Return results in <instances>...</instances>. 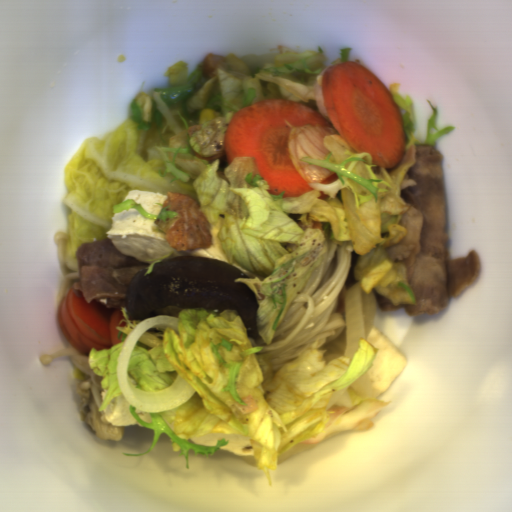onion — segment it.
Instances as JSON below:
<instances>
[{"label": "onion", "mask_w": 512, "mask_h": 512, "mask_svg": "<svg viewBox=\"0 0 512 512\" xmlns=\"http://www.w3.org/2000/svg\"><path fill=\"white\" fill-rule=\"evenodd\" d=\"M379 307L374 288L367 294L361 288L360 280L347 290L344 296L346 319L344 356L354 357L360 347V340L368 341L373 328L377 329Z\"/></svg>", "instance_id": "onion-1"}]
</instances>
